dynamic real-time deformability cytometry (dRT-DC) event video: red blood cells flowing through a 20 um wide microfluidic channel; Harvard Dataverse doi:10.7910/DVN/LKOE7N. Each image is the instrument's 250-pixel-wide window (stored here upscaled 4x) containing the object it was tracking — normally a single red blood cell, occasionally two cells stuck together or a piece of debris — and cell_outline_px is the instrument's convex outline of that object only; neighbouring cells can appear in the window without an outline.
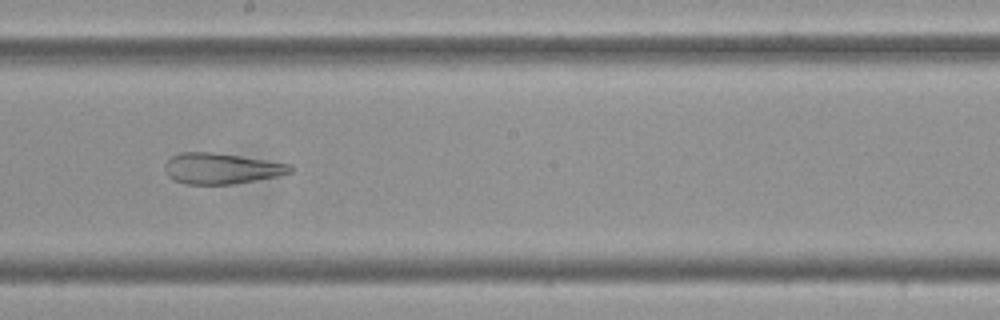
{"species": "Egyptian fruit bat (a non-hibernating species)", "species_latin": "Rousettus aegyptiacus", "temperature_condition": "cold", "stored_images_in_passage": 45, "camera_frame_rate_fps": 3000, "um_per_image_px": 0.085, "frame": {"image": 1, "passage_image": 26, "time_ms": 8.333, "image_size_px": [1000, 320], "cell_outline_px": [[296, 168], [292, 172], [276, 176], [232, 184], [184, 184], [172, 180], [168, 176], [164, 168], [164, 164], [172, 156], [180, 152], [212, 152], [240, 156], [292, 164]], "centroid_in_image_um": [18.8, 14.32], "position_along_channel_um": 229.4, "area_um2": 22.6}}
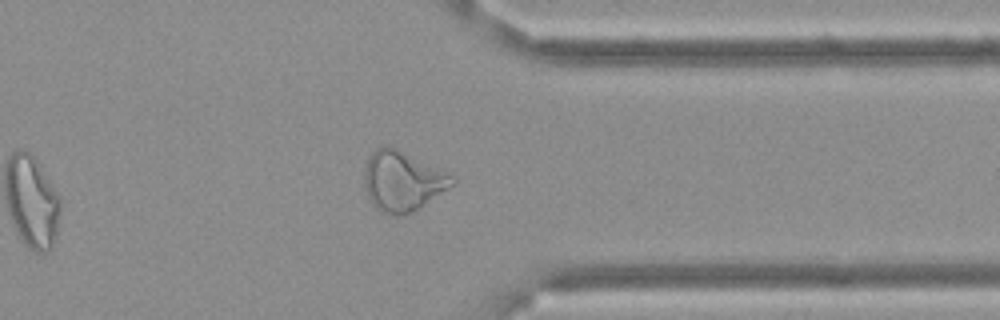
{"frame": {"image": 2, "passage_image": 39, "time_ms": 12.667, "image_size_px": [1000, 320], "cell_outline_px": [[456, 184], [420, 208], [396, 216], [380, 212], [376, 208], [368, 196], [364, 188], [364, 172], [368, 156], [376, 148], [384, 144], [388, 144], [456, 176]], "centroid_in_image_um": [34.22, 15.37], "position_along_channel_um": 377.2, "area_um2": 31.04}, "authors_computed_cell_mechanics": {"area_um2": 28.7844, "velocity_mm_per_s": 3.5065, "shape_relaxation_time_tau1_ms": null, "shape_relaxation_time_tau2_ms": 2.6775, "deformation_change_tau1": null, "deformation_change_tau2": 0.132}}